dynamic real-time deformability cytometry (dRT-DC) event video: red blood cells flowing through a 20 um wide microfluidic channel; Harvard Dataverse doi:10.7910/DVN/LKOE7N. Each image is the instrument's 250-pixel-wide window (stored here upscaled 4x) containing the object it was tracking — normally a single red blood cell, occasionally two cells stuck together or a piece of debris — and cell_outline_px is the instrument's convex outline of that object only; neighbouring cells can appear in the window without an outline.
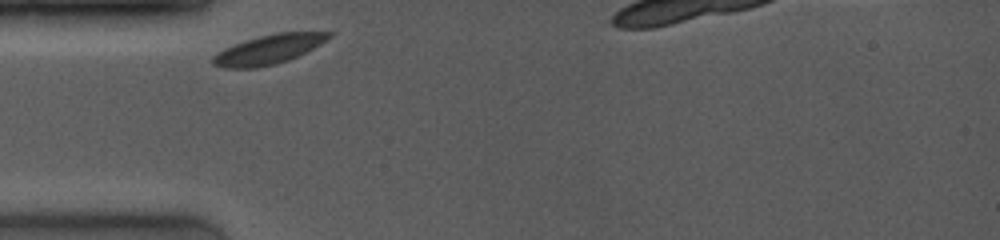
{"species": "common noctule bat (a hibernating species)", "species_latin": "Nyctalus noctula", "temperature_condition": "room temperature", "stored_images_in_passage": 33, "camera_frame_rate_fps": 4000, "um_per_image_px": 0.085, "animal": {"sex": "female", "body_mass_g": 19.0, "forearm_length_mm": 53.3}, "frame": {"image": 1, "passage_image": 1, "time_ms": 0.0, "image_size_px": [1000, 240], "cell_outline_px": [[332, 36], [320, 44], [288, 60], [276, 64], [256, 68], [224, 68], [212, 64], [212, 56], [216, 52], [224, 48], [244, 40], [276, 32], [332, 32]], "centroid_in_image_um": [22.78, 4.2], "position_along_channel_um": 62.2, "area_um2": 19.77}}
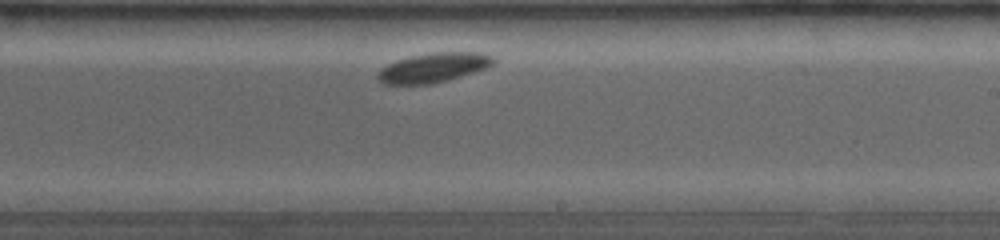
{"frame": {"image": 2, "passage_image": 21, "time_ms": 5.25, "image_size_px": [1000, 240], "cell_outline_px": [[496, 60], [492, 64], [484, 68], [448, 80], [432, 84], [384, 84], [376, 76], [376, 72], [380, 68], [396, 60], [412, 56], [432, 52], [484, 52], [496, 56]], "centroid_in_image_um": [36.84, 5.73], "position_along_channel_um": 252.2, "area_um2": 19.94}}
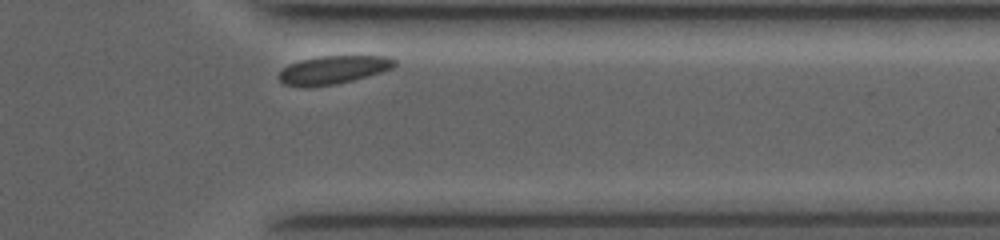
{"frame": {"image": 3, "passage_image": 32, "time_ms": 8.75, "image_size_px": [1000, 240], "cell_outline_px": [[396, 64], [392, 68], [368, 76], [336, 84], [284, 84], [276, 76], [288, 64], [300, 60], [320, 56], [388, 56], [396, 60]], "centroid_in_image_um": [28.37, 5.89], "position_along_channel_um": 383.0, "area_um2": 18.38}}